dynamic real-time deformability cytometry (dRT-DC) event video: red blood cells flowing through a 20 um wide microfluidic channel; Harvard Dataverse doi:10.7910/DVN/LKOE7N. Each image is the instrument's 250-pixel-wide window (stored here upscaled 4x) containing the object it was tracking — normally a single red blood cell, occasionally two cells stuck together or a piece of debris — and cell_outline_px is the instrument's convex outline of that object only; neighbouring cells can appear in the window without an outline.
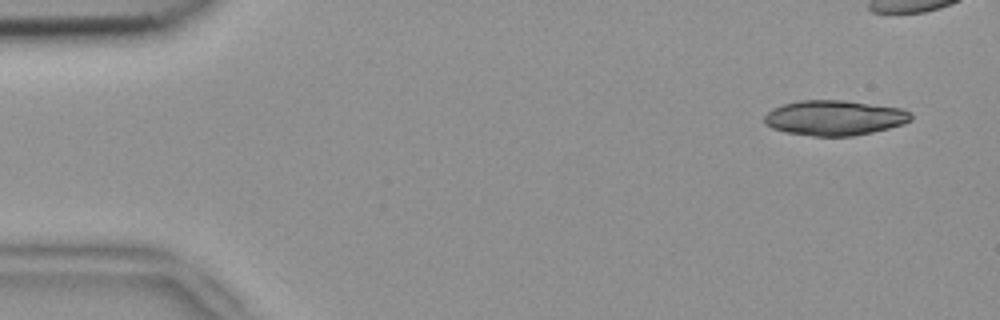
{"species": "common noctule bat (a hibernating species)", "species_latin": "Nyctalus noctula", "temperature_condition": "room temperature", "stored_images_in_passage": 4, "camera_frame_rate_fps": 3000, "um_per_image_px": 0.085, "animal": {"sex": "female", "body_mass_g": 18.4}, "frame": {"image": 1, "passage_image": 1, "time_ms": 0.0, "image_size_px": [1000, 320], "cell_outline_px": [[912, 120], [904, 124], [872, 132], [852, 136], [812, 136], [784, 132], [772, 128], [764, 124], [764, 116], [772, 108], [784, 104], [800, 100], [844, 100], [904, 108], [912, 112]], "centroid_in_image_um": [70.95, 10.01], "position_along_channel_um": 14.1, "area_um2": 30.29}}